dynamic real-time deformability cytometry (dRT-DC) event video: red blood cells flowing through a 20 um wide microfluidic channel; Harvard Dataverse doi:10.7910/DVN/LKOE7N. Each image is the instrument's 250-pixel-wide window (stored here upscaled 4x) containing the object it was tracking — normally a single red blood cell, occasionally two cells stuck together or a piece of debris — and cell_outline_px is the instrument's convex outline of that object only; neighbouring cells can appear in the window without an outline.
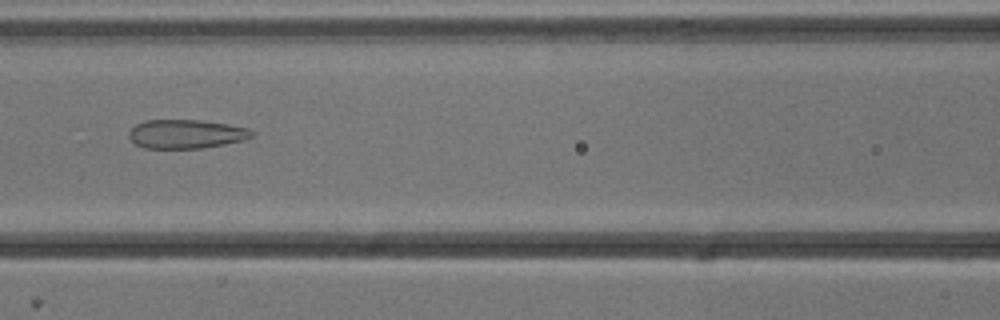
{"species": "common noctule bat (a hibernating species)", "species_latin": "Nyctalus noctula", "temperature_condition": "cold", "stored_images_in_passage": 53, "camera_frame_rate_fps": 3000, "um_per_image_px": 0.085, "animal": {"sex": "male", "body_mass_g": 13.3}, "frame": {"image": 1, "passage_image": 23, "time_ms": 7.333, "image_size_px": [1000, 320], "cell_outline_px": [[256, 132], [252, 136], [244, 140], [204, 148], [144, 148], [136, 144], [128, 136], [128, 132], [136, 124], [144, 120], [200, 120], [228, 124], [248, 128]], "centroid_in_image_um": [15.83, 11.38], "position_along_channel_um": 150.8, "area_um2": 20.75}}
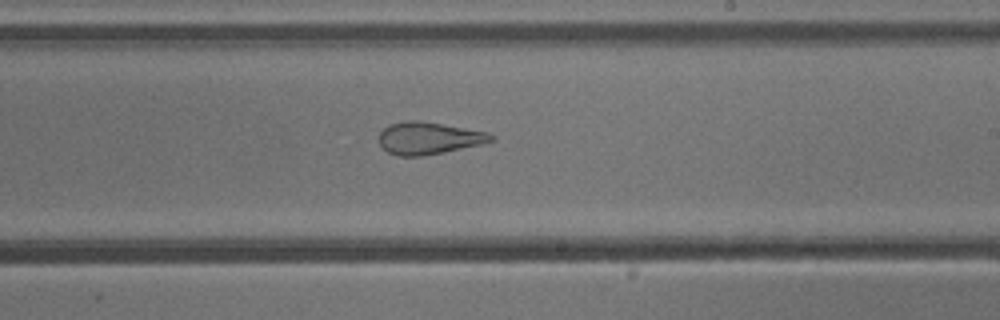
{"frame": {"image": 2, "passage_image": 31, "time_ms": 10.0, "image_size_px": [1000, 320], "cell_outline_px": [[496, 140], [480, 144], [444, 152], [420, 156], [400, 156], [388, 152], [380, 144], [380, 132], [388, 124], [404, 120], [420, 120], [444, 124], [488, 132], [496, 136]], "centroid_in_image_um": [36.46, 11.72], "position_along_channel_um": 252.5, "area_um2": 21.1}}
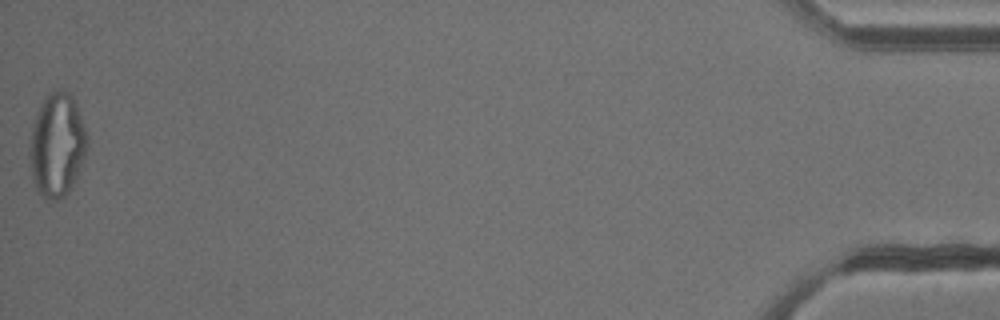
{"frame": {"image": 3, "passage_image": 53, "time_ms": 17.333, "image_size_px": [1000, 320], "cell_outline_px": [[88, 144], [76, 180], [68, 192], [64, 196], [56, 200], [44, 200], [36, 192], [32, 176], [28, 156], [28, 152], [32, 128], [36, 112], [44, 96], [48, 92], [68, 92], [72, 96], [80, 112], [84, 124], [88, 140]], "centroid_in_image_um": [4.82, 12.37], "position_along_channel_um": 430.4, "area_um2": 35.14}, "authors_computed_cell_mechanics": {"area_um2": 28.611, "velocity_mm_per_s": 3.8343, "shape_relaxation_time_tau1_ms": null, "shape_relaxation_time_tau2_ms": 1.634, "deformation_change_tau1": null, "deformation_change_tau2": 0.1056}}